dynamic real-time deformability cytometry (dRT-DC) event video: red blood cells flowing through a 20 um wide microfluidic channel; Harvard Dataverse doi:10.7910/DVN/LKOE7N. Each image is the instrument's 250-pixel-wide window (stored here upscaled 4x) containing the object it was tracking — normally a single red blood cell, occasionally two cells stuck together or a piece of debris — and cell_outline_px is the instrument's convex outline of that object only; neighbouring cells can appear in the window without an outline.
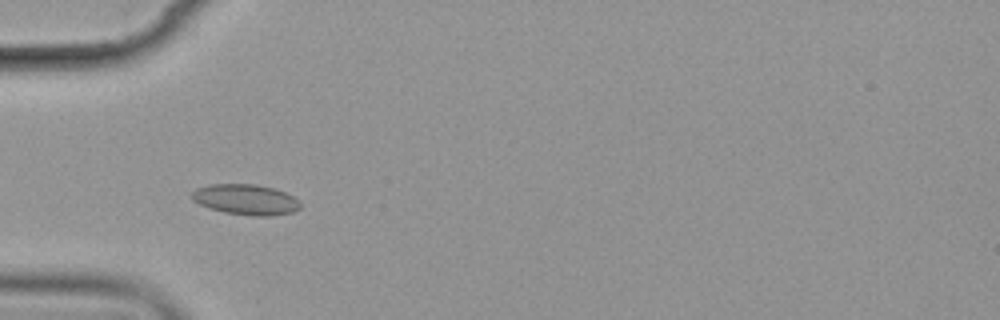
{"species": "common noctule bat (a hibernating species)", "species_latin": "Nyctalus noctula", "temperature_condition": "cold", "stored_images_in_passage": 5, "camera_frame_rate_fps": 3000, "um_per_image_px": 0.085, "animal": {"sex": "female", "body_mass_g": 19.9}, "frame": {"image": 1, "passage_image": 4, "time_ms": 3.667, "image_size_px": [1000, 320], "cell_outline_px": [[300, 208], [292, 212], [268, 216], [252, 216], [224, 212], [208, 208], [192, 200], [188, 196], [196, 188], [208, 184], [256, 184], [272, 188], [284, 192], [300, 200]], "centroid_in_image_um": [20.84, 16.96], "position_along_channel_um": 64.2, "area_um2": 19.42}}
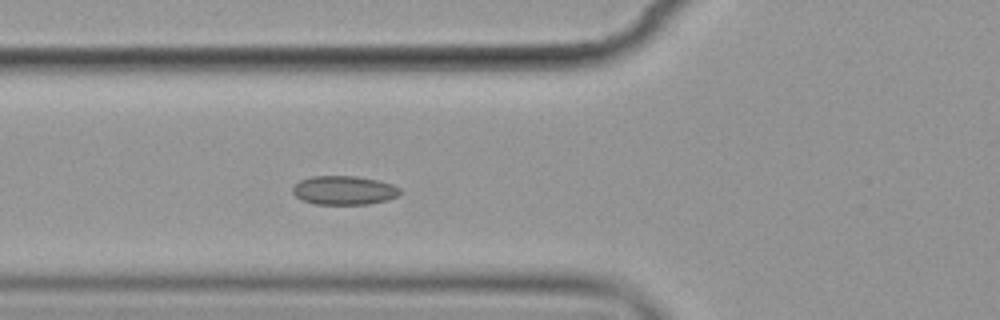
{"frame": {"image": 2, "passage_image": 5, "time_ms": 4.667, "image_size_px": [1000, 320], "cell_outline_px": [[400, 192], [396, 196], [388, 200], [368, 204], [312, 204], [300, 200], [292, 192], [292, 188], [300, 180], [312, 176], [356, 176], [376, 180], [392, 184], [400, 188]], "centroid_in_image_um": [29.21, 16.18], "position_along_channel_um": 96.6, "area_um2": 18.09}}